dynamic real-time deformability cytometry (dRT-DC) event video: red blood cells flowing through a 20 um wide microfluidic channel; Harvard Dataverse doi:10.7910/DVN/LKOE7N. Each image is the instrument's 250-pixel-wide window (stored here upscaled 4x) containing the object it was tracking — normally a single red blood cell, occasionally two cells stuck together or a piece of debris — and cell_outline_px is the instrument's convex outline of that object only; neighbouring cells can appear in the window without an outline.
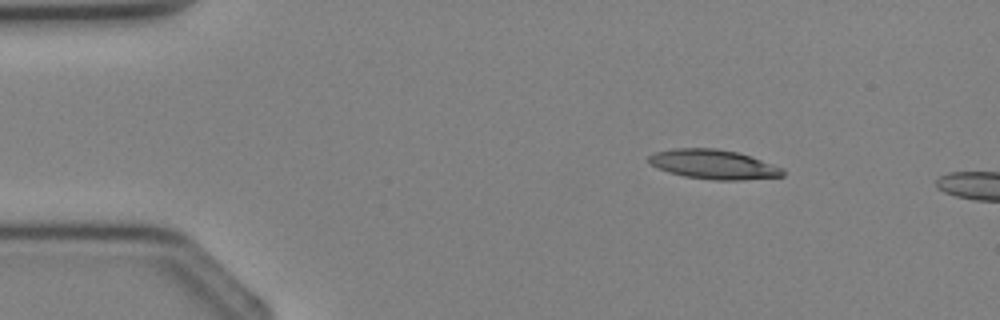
{"species": "Egyptian fruit bat (a non-hibernating species)", "species_latin": "Rousettus aegyptiacus", "temperature_condition": "cold", "stored_images_in_passage": 3, "camera_frame_rate_fps": 3000, "um_per_image_px": 0.085, "animal": {"sex": "female"}, "frame": {"image": 1, "passage_image": 1, "time_ms": 0.0, "image_size_px": [1000, 320], "cell_outline_px": [[784, 176], [740, 180], [712, 180], [684, 176], [668, 172], [656, 168], [648, 164], [648, 156], [656, 152], [672, 148], [716, 148], [736, 152], [784, 168]], "centroid_in_image_um": [60.6, 13.97], "position_along_channel_um": 24.4, "area_um2": 23.0}}